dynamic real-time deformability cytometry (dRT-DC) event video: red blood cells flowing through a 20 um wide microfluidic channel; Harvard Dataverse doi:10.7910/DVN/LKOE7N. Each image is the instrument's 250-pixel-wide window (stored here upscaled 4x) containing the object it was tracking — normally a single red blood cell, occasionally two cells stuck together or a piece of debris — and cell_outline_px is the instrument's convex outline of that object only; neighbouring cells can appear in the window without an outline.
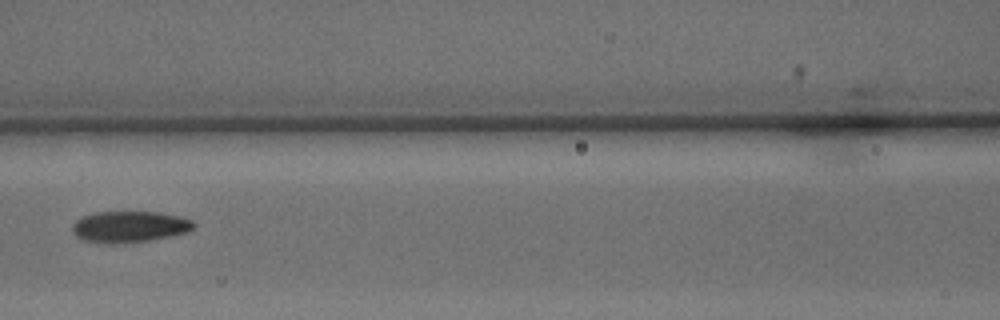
{"species": "common noctule bat (a hibernating species)", "species_latin": "Nyctalus noctula", "temperature_condition": "warm", "stored_images_in_passage": 6, "camera_frame_rate_fps": 3000, "um_per_image_px": 0.085, "animal": {"sex": "male", "body_mass_g": 15.6}, "frame": {"image": 1, "passage_image": 4, "time_ms": 1.0, "image_size_px": [1000, 320], "cell_outline_px": [[196, 224], [188, 232], [172, 236], [148, 240], [112, 244], [100, 244], [84, 240], [76, 236], [72, 232], [72, 224], [80, 216], [92, 212], [160, 212], [180, 216], [192, 220]], "centroid_in_image_um": [10.97, 19.27], "position_along_channel_um": 155.6, "area_um2": 22.43}}